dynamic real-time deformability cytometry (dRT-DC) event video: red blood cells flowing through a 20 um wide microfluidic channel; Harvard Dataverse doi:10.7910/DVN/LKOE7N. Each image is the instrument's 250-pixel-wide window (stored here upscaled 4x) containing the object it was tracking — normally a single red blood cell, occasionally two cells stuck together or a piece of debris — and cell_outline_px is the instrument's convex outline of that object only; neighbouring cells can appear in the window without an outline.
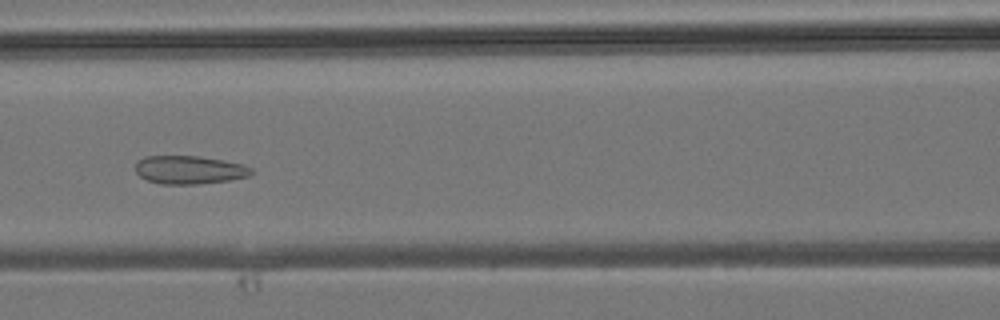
{"species": "common noctule bat (a hibernating species)", "species_latin": "Nyctalus noctula", "temperature_condition": "room temperature", "stored_images_in_passage": 42, "camera_frame_rate_fps": 3000, "um_per_image_px": 0.085, "animal": {"sex": "male", "body_mass_g": 19.2, "forearm_length_mm": 51.8}, "frame": {"image": 1, "passage_image": 18, "time_ms": 5.667, "image_size_px": [1000, 320], "cell_outline_px": [[256, 172], [248, 176], [228, 180], [196, 184], [160, 184], [148, 180], [140, 176], [136, 172], [136, 160], [144, 156], [200, 156], [244, 164], [252, 168]], "centroid_in_image_um": [16.1, 14.43], "position_along_channel_um": 150.5, "area_um2": 19.19}}
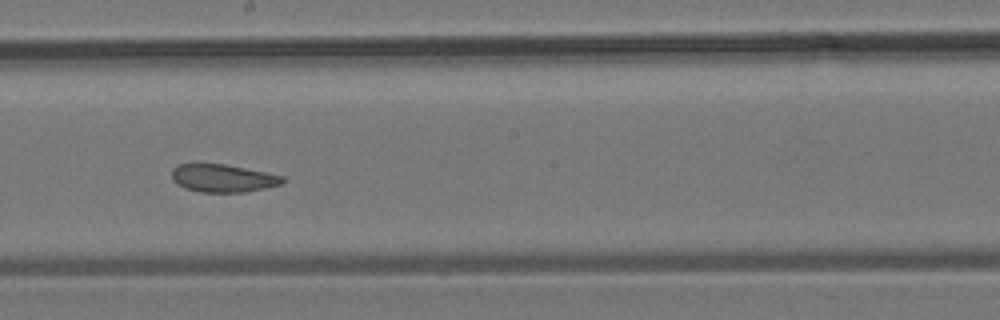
{"frame": {"image": 2, "passage_image": 23, "time_ms": 7.333, "image_size_px": [1000, 320], "cell_outline_px": [[284, 180], [280, 184], [264, 188], [244, 192], [200, 192], [184, 188], [176, 184], [172, 180], [172, 168], [176, 164], [224, 164], [284, 176]], "centroid_in_image_um": [18.88, 15.15], "position_along_channel_um": 229.3, "area_um2": 17.86}}
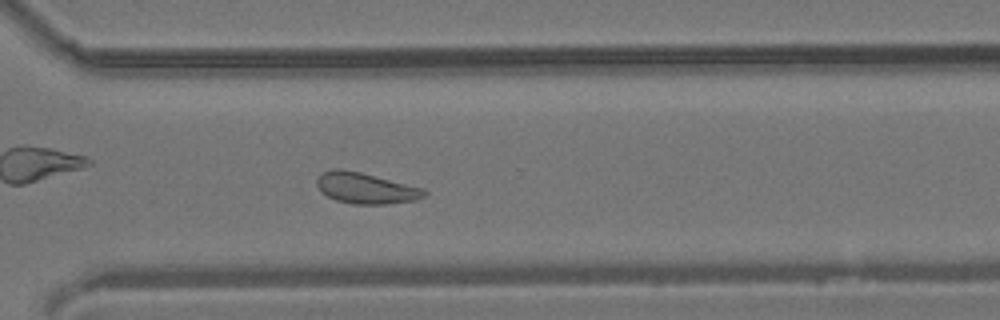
{"frame": {"image": 3, "passage_image": 30, "time_ms": 9.667, "image_size_px": [1000, 320], "cell_outline_px": [[428, 192], [424, 196], [416, 200], [384, 204], [352, 204], [336, 200], [320, 192], [316, 184], [316, 180], [324, 172], [332, 168], [340, 168], [360, 172], [424, 188]], "centroid_in_image_um": [31.08, 15.99], "position_along_channel_um": 339.5, "area_um2": 19.36}}